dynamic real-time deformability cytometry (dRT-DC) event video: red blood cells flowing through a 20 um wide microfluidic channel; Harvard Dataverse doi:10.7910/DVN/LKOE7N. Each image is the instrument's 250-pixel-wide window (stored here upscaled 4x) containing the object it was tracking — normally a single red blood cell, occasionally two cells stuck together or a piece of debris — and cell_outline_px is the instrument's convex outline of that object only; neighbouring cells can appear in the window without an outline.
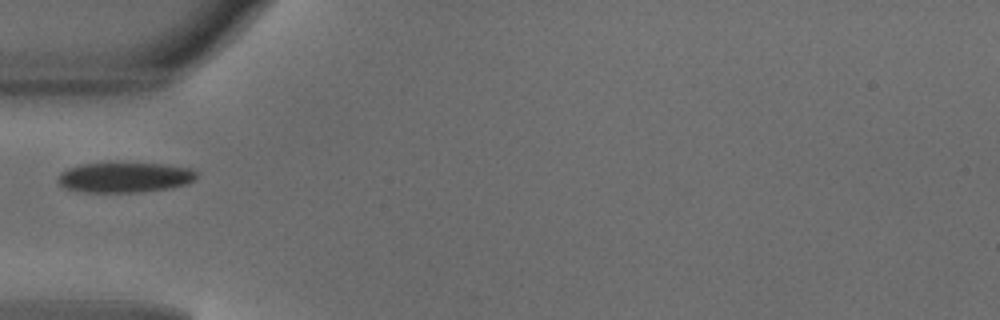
{"species": "common noctule bat (a hibernating species)", "species_latin": "Nyctalus noctula", "temperature_condition": "warm", "stored_images_in_passage": 4, "camera_frame_rate_fps": 3000, "um_per_image_px": 0.085, "animal": {"sex": "male", "body_mass_g": 18.8}, "frame": {"image": 1, "passage_image": 1, "time_ms": 0.0, "image_size_px": [1000, 320], "cell_outline_px": [[196, 180], [188, 184], [168, 188], [136, 192], [80, 192], [68, 188], [60, 184], [56, 180], [60, 172], [68, 168], [80, 164], [108, 160], [112, 160], [164, 164], [192, 168], [196, 172]], "centroid_in_image_um": [10.58, 15.02], "position_along_channel_um": 74.4, "area_um2": 25.43}}
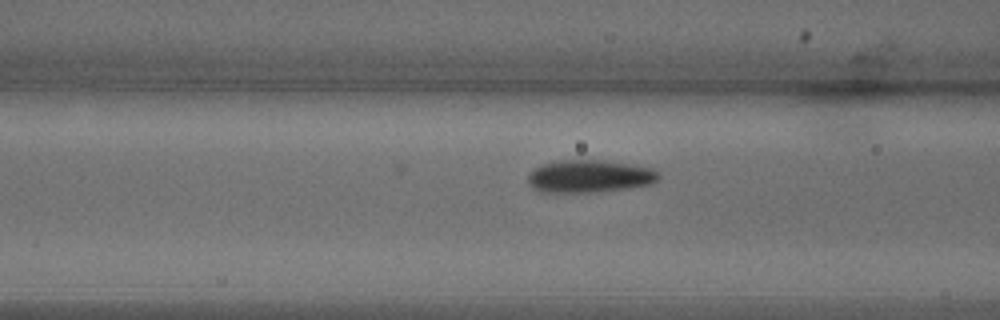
{"frame": {"image": 2, "passage_image": 4, "time_ms": 1.0, "image_size_px": [1000, 320], "cell_outline_px": [[660, 176], [652, 184], [628, 188], [592, 192], [540, 192], [532, 188], [528, 184], [528, 172], [544, 164], [556, 160], [604, 160], [652, 168]], "centroid_in_image_um": [50.06, 14.98], "position_along_channel_um": 116.5, "area_um2": 24.8}}